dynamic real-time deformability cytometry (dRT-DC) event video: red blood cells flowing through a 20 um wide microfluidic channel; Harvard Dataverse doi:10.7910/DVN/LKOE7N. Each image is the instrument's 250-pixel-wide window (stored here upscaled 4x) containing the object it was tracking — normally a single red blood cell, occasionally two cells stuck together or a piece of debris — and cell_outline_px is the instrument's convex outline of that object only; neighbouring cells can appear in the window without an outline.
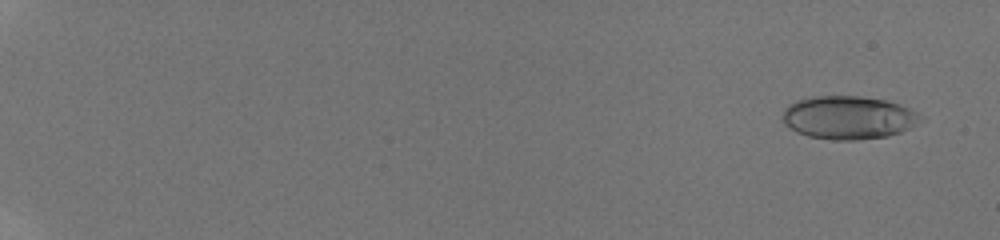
{"species": "human", "species_latin": "Homo sapiens", "temperature_condition": "room temperature", "stored_images_in_passage": 44, "camera_frame_rate_fps": 3000, "um_per_image_px": 0.085, "donor": {"sex": "male"}, "frame": {"image": 1, "passage_image": 5, "time_ms": 1.0, "image_size_px": [1000, 240], "cell_outline_px": [[924, 120], [900, 132], [888, 136], [856, 140], [832, 140], [808, 136], [796, 132], [784, 124], [780, 116], [784, 108], [788, 104], [796, 100], [808, 96], [860, 96], [884, 100], [900, 104], [924, 116]], "centroid_in_image_um": [72.07, 9.99], "position_along_channel_um": 12.9, "area_um2": 35.14}}
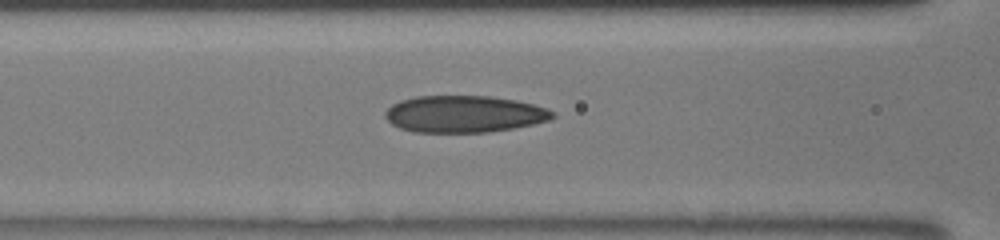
{"frame": {"image": 2, "passage_image": 27, "time_ms": 9.0, "image_size_px": [1000, 240], "cell_outline_px": [[556, 116], [548, 120], [532, 124], [512, 128], [488, 132], [412, 132], [400, 128], [392, 124], [384, 116], [384, 112], [392, 104], [400, 100], [416, 96], [488, 96], [516, 100], [548, 108], [556, 112]], "centroid_in_image_um": [39.44, 9.69], "position_along_channel_um": 127.2, "area_um2": 36.01}}
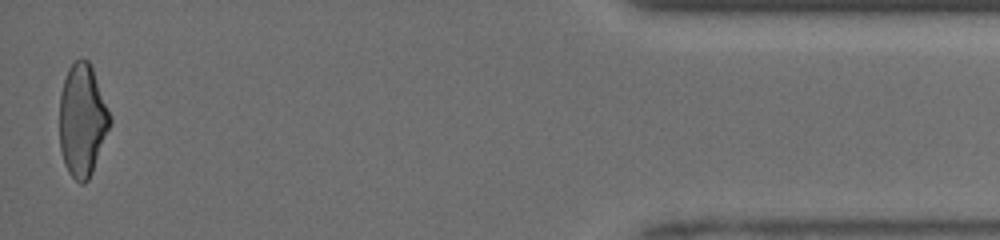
{"frame": {"image": 3, "passage_image": 44, "time_ms": 17.667, "image_size_px": [1000, 240], "cell_outline_px": [[112, 124], [92, 172], [88, 180], [84, 184], [80, 184], [68, 172], [64, 164], [60, 148], [60, 92], [68, 68], [80, 56], [88, 60], [92, 68], [112, 116]], "centroid_in_image_um": [7.01, 10.22], "position_along_channel_um": 428.2, "area_um2": 33.35}, "authors_computed_cell_mechanics": {"area_um2": 34.68, "velocity_mm_per_s": 4.1746, "shape_relaxation_time_tau1_ms": null, "shape_relaxation_time_tau2_ms": 1.7115, "deformation_change_tau1": null, "deformation_change_tau2": 0.087}}